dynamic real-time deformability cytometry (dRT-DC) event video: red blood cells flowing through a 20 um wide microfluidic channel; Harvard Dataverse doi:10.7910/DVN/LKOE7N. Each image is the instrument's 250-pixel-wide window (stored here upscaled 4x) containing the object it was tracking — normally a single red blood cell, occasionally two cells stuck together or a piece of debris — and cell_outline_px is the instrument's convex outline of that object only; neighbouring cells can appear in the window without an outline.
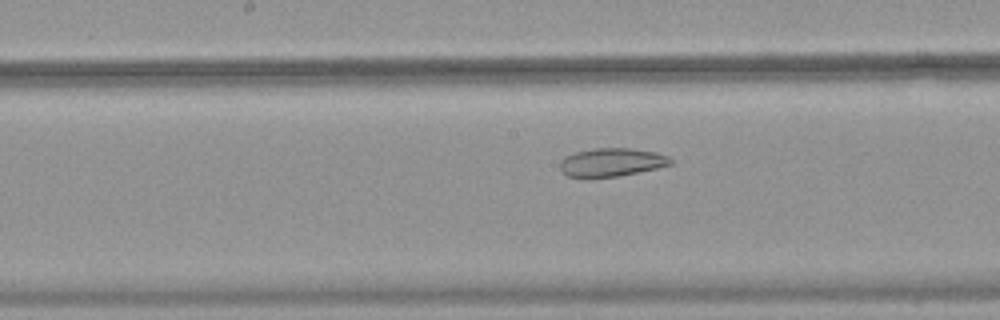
{"species": "common noctule bat (a hibernating species)", "species_latin": "Nyctalus noctula", "temperature_condition": "warm", "stored_images_in_passage": 37, "camera_frame_rate_fps": 3000, "um_per_image_px": 0.085, "animal": {"sex": "female", "body_mass_g": 18.4}, "frame": {"image": 1, "passage_image": 22, "time_ms": 7.0, "image_size_px": [1000, 320], "cell_outline_px": [[672, 164], [656, 168], [616, 176], [588, 180], [568, 176], [560, 168], [560, 160], [564, 156], [576, 152], [592, 148], [632, 148], [656, 152], [668, 156], [672, 160]], "centroid_in_image_um": [51.92, 13.81], "position_along_channel_um": 196.3, "area_um2": 18.61}}